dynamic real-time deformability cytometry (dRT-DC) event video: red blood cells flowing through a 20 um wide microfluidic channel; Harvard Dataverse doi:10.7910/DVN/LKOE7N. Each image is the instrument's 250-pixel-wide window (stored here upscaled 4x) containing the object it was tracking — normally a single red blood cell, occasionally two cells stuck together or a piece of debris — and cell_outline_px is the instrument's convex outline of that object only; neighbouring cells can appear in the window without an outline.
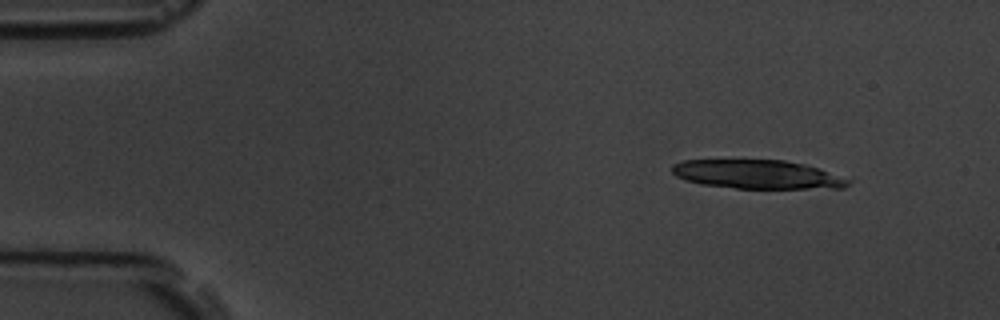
{"species": "common noctule bat (a hibernating species)", "species_latin": "Nyctalus noctula", "temperature_condition": "room temperature", "stored_images_in_passage": 5, "camera_frame_rate_fps": 3000, "um_per_image_px": 0.085, "animal": {"sex": "male", "body_mass_g": 19.5, "forearm_length_mm": 54.6}, "frame": {"image": 1, "passage_image": 1, "time_ms": 0.0, "image_size_px": [1000, 320], "cell_outline_px": [[852, 180], [844, 188], [736, 188], [700, 184], [676, 176], [672, 172], [672, 164], [684, 160], [784, 160], [804, 164]], "centroid_in_image_um": [64.35, 14.82], "position_along_channel_um": 20.7, "area_um2": 29.25}}